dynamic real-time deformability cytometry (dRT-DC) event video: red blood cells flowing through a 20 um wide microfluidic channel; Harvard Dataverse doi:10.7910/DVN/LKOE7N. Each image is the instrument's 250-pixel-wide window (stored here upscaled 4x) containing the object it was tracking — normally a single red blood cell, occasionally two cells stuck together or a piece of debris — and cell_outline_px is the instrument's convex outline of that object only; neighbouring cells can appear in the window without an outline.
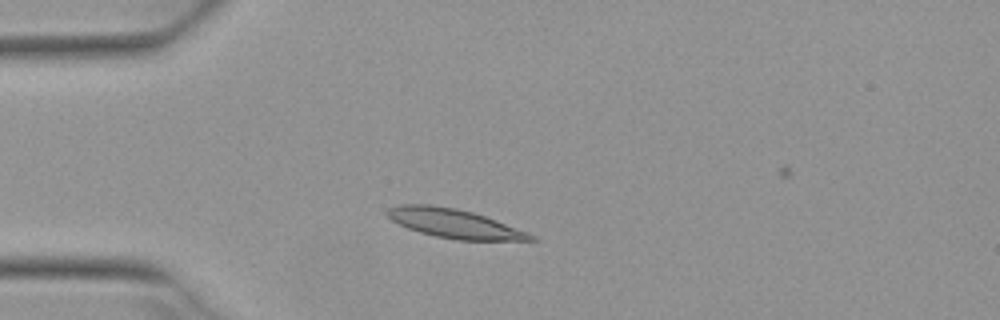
{"species": "Egyptian fruit bat (a non-hibernating species)", "species_latin": "Rousettus aegyptiacus", "temperature_condition": "warm", "stored_images_in_passage": 6, "camera_frame_rate_fps": 3000, "um_per_image_px": 0.085, "animal": {"sex": "female"}, "frame": {"image": 1, "passage_image": 3, "time_ms": 0.667, "image_size_px": [1000, 320], "cell_outline_px": [[540, 240], [460, 240], [436, 236], [420, 232], [408, 228], [392, 220], [388, 216], [388, 208], [400, 204], [428, 204], [456, 208], [472, 212], [496, 220], [528, 232], [536, 236]], "centroid_in_image_um": [38.64, 18.99], "position_along_channel_um": 46.4, "area_um2": 23.99}}
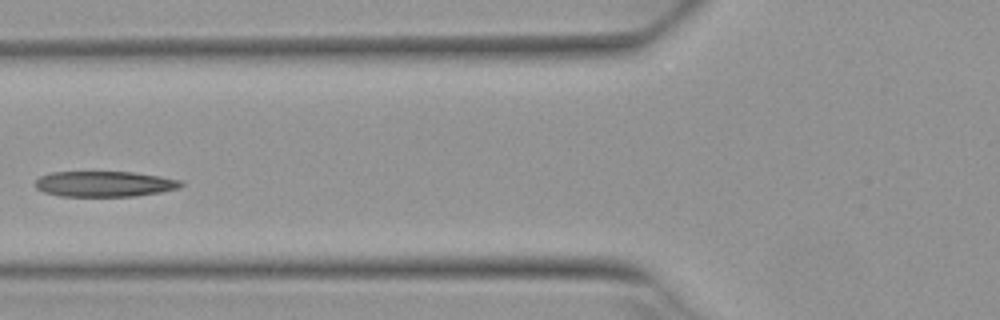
{"frame": {"image": 2, "passage_image": 5, "time_ms": 1.333, "image_size_px": [1000, 320], "cell_outline_px": [[184, 184], [180, 188], [160, 192], [136, 196], [60, 196], [44, 192], [36, 188], [36, 180], [40, 176], [52, 172], [132, 172], [160, 176], [180, 180]], "centroid_in_image_um": [8.89, 15.63], "position_along_channel_um": 116.9, "area_um2": 21.68}}
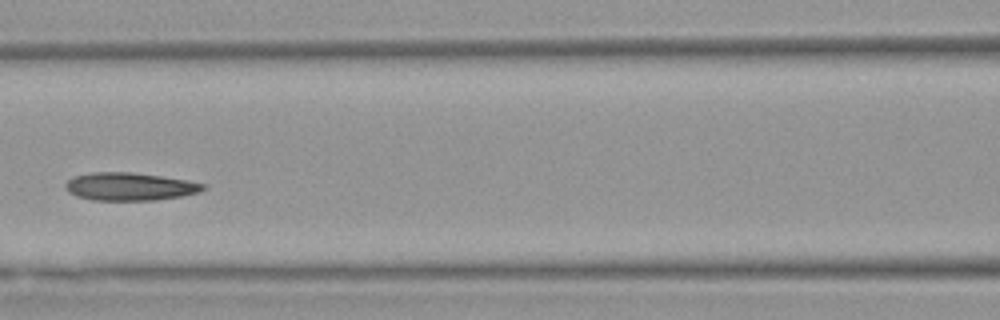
{"frame": {"image": 3, "passage_image": 6, "time_ms": 1.667, "image_size_px": [1000, 320], "cell_outline_px": [[208, 188], [200, 192], [180, 196], [156, 200], [92, 200], [76, 196], [68, 192], [64, 188], [64, 184], [72, 176], [92, 172], [132, 172], [188, 180], [204, 184]], "centroid_in_image_um": [11.0, 15.85], "position_along_channel_um": 155.6, "area_um2": 22.54}}